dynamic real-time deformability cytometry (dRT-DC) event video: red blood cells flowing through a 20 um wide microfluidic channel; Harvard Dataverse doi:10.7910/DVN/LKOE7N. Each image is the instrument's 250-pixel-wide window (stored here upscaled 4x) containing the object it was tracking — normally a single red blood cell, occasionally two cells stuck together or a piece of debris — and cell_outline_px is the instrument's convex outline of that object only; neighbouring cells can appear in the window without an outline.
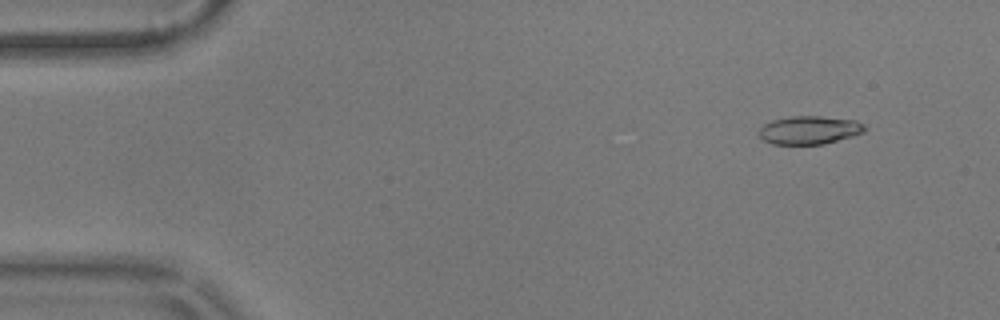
{"species": "common noctule bat (a hibernating species)", "species_latin": "Nyctalus noctula", "temperature_condition": "warm", "stored_images_in_passage": 55, "camera_frame_rate_fps": 3000, "um_per_image_px": 0.085, "animal": {"sex": "male", "body_mass_g": 17.9}, "frame": {"image": 1, "passage_image": 5, "time_ms": 1.333, "image_size_px": [1000, 320], "cell_outline_px": [[868, 128], [864, 132], [852, 136], [824, 144], [772, 144], [764, 140], [760, 136], [760, 128], [764, 124], [772, 120], [788, 116], [820, 116], [856, 120], [864, 124]], "centroid_in_image_um": [68.82, 11.05], "position_along_channel_um": 16.2, "area_um2": 17.46}}
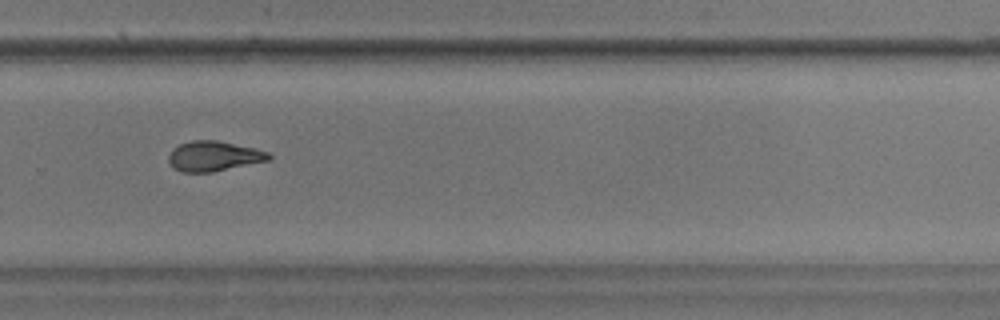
{"frame": {"image": 2, "passage_image": 38, "time_ms": 12.333, "image_size_px": [1000, 320], "cell_outline_px": [[272, 156], [268, 160], [212, 172], [180, 172], [172, 168], [168, 160], [168, 152], [172, 148], [180, 144], [192, 140], [216, 140], [252, 148], [268, 152]], "centroid_in_image_um": [18.08, 13.28], "position_along_channel_um": 311.7, "area_um2": 17.46}}
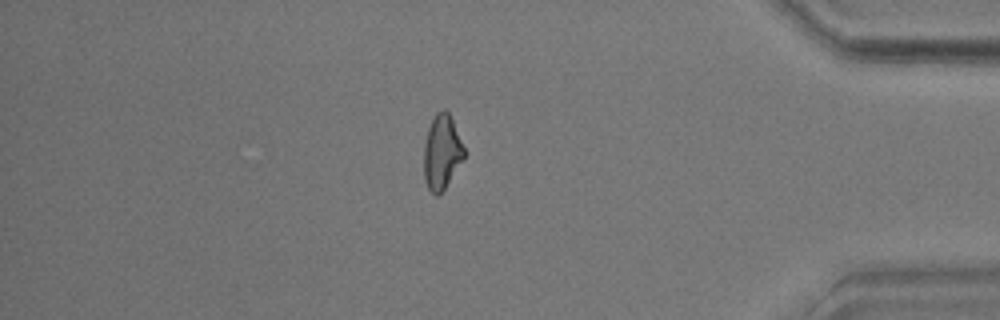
{"frame": {"image": 3, "passage_image": 48, "time_ms": 15.667, "image_size_px": [1000, 320], "cell_outline_px": [[464, 160], [444, 188], [436, 196], [428, 188], [424, 180], [424, 144], [428, 128], [436, 112], [444, 108], [448, 112], [452, 120], [464, 148]], "centroid_in_image_um": [37.54, 12.92], "position_along_channel_um": 397.7, "area_um2": 17.28}, "authors_computed_cell_mechanics": {"area_um2": 17.8024, "velocity_mm_per_s": 3.5869, "shape_relaxation_time_tau1_ms": 10.1772, "shape_relaxation_time_tau2_ms": 2.6667, "deformation_change_tau1": 0.2526, "deformation_change_tau2": 0.096}}